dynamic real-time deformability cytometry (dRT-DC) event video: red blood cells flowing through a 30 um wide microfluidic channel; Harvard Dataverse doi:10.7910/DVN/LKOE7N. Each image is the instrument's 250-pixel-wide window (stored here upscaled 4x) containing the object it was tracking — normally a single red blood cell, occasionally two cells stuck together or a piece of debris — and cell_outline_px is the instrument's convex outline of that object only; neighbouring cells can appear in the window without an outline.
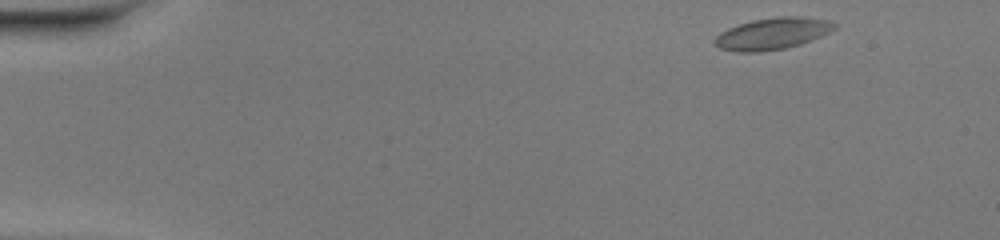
{"species": "common noctule bat (a hibernating species)", "species_latin": "Nyctalus noctula", "temperature_condition": "warm", "stored_images_in_passage": 45, "camera_frame_rate_fps": 3000, "um_per_image_px": 0.085, "animal": {"sex": "female", "body_mass_g": 20.0, "forearm_length_mm": 54.0}, "frame": {"image": 1, "passage_image": 1, "time_ms": 0.0, "image_size_px": [1000, 240], "cell_outline_px": [[836, 28], [812, 40], [800, 44], [784, 48], [760, 52], [736, 52], [720, 48], [712, 40], [720, 32], [728, 28], [752, 20], [780, 16], [804, 16], [828, 20], [836, 24]], "centroid_in_image_um": [65.65, 2.85], "position_along_channel_um": 19.4, "area_um2": 22.08}}
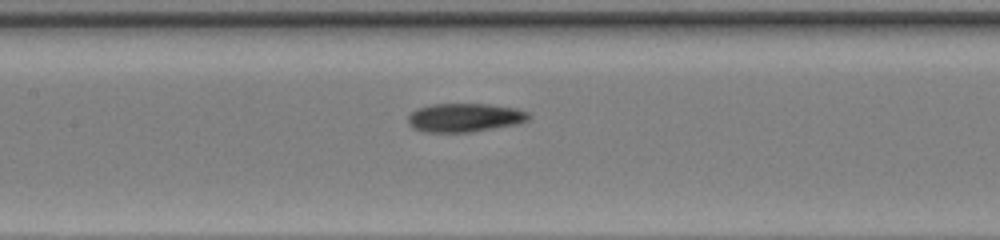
{"frame": {"image": 2, "passage_image": 20, "time_ms": 6.333, "image_size_px": [1000, 240], "cell_outline_px": [[532, 116], [528, 120], [520, 124], [472, 132], [424, 132], [412, 128], [408, 124], [408, 116], [416, 108], [432, 104], [488, 104], [516, 108], [528, 112]], "centroid_in_image_um": [39.52, 10.0], "position_along_channel_um": 167.9, "area_um2": 20.46}}
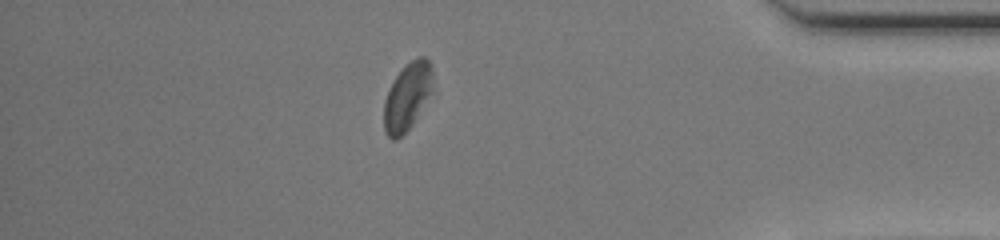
{"frame": {"image": 3, "passage_image": 39, "time_ms": 12.667, "image_size_px": [1000, 240], "cell_outline_px": [[432, 88], [428, 96], [412, 124], [396, 140], [392, 140], [384, 132], [384, 100], [396, 76], [416, 56], [424, 56], [428, 60], [432, 68]], "centroid_in_image_um": [34.6, 8.21], "position_along_channel_um": 400.6, "area_um2": 18.61}, "authors_computed_cell_mechanics": {"area_um2": 20.5768, "velocity_mm_per_s": 4.1877, "shape_relaxation_time_tau1_ms": 9.3432, "shape_relaxation_time_tau2_ms": 2.2251, "deformation_change_tau1": 0.2077, "deformation_change_tau2": 0.0796}}